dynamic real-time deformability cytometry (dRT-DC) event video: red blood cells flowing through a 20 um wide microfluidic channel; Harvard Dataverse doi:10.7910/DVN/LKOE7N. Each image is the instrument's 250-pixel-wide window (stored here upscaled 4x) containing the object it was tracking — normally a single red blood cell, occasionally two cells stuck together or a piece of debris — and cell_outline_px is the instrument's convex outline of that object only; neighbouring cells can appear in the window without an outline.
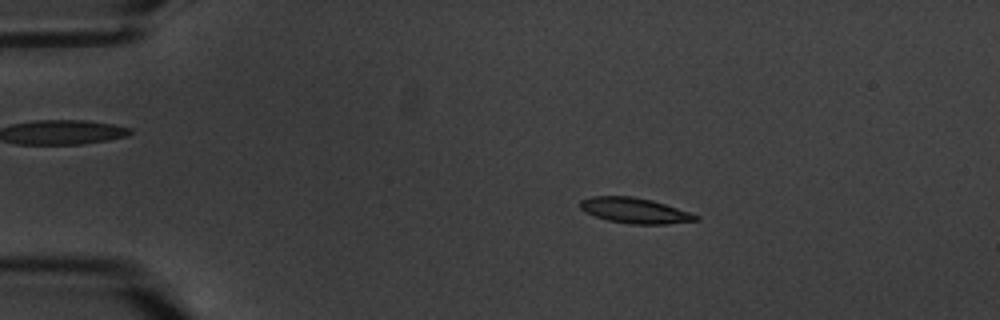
{"species": "common noctule bat (a hibernating species)", "species_latin": "Nyctalus noctula", "temperature_condition": "warm", "stored_images_in_passage": 6, "camera_frame_rate_fps": 3000, "um_per_image_px": 0.085, "animal": {"sex": "male", "body_mass_g": 20.1, "forearm_length_mm": 53.5}, "frame": {"image": 1, "passage_image": 4, "time_ms": 3.333, "image_size_px": [1000, 320], "cell_outline_px": [[700, 220], [668, 224], [632, 224], [608, 220], [584, 212], [580, 208], [580, 200], [592, 196], [632, 196], [652, 200], [700, 216]], "centroid_in_image_um": [53.95, 17.89], "position_along_channel_um": 31.1, "area_um2": 17.05}}